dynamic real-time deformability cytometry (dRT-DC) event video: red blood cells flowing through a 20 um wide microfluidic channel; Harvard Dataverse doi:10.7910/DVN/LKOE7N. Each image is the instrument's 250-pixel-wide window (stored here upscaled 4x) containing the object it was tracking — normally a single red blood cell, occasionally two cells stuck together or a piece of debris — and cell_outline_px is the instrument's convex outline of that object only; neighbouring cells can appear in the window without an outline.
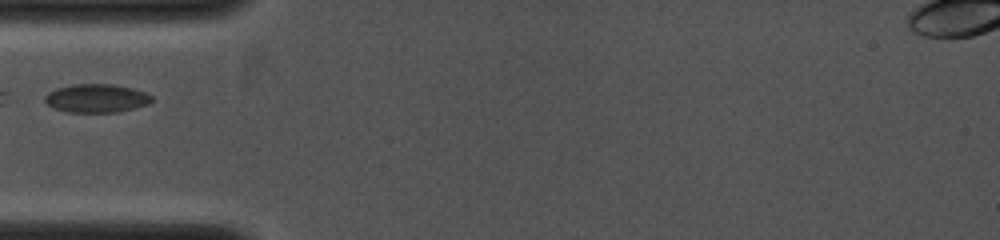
{"species": "common noctule bat (a hibernating species)", "species_latin": "Nyctalus noctula", "temperature_condition": "cold", "stored_images_in_passage": 6, "camera_frame_rate_fps": 4000, "um_per_image_px": 0.085, "animal": {"sex": "female", "body_mass_g": 19.0, "forearm_length_mm": 53.3}, "frame": {"image": 1, "passage_image": 1, "time_ms": 0.0, "image_size_px": [1000, 240], "cell_outline_px": [[152, 100], [148, 104], [116, 112], [68, 112], [52, 108], [44, 100], [44, 96], [48, 92], [56, 88], [72, 84], [112, 84], [132, 88], [144, 92], [152, 96]], "centroid_in_image_um": [8.15, 8.35], "position_along_channel_um": 76.8, "area_um2": 17.69}}
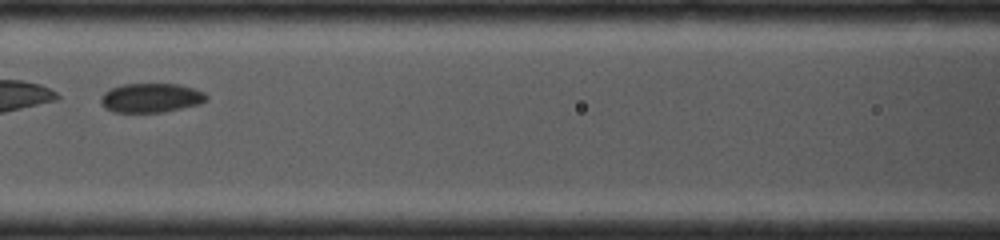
{"frame": {"image": 2, "passage_image": 5, "time_ms": 1.5, "image_size_px": [1000, 240], "cell_outline_px": [[208, 100], [200, 104], [164, 112], [112, 112], [104, 108], [100, 104], [100, 96], [104, 92], [112, 88], [124, 84], [180, 84], [204, 92], [208, 96]], "centroid_in_image_um": [12.83, 8.32], "position_along_channel_um": 153.8, "area_um2": 18.15}}